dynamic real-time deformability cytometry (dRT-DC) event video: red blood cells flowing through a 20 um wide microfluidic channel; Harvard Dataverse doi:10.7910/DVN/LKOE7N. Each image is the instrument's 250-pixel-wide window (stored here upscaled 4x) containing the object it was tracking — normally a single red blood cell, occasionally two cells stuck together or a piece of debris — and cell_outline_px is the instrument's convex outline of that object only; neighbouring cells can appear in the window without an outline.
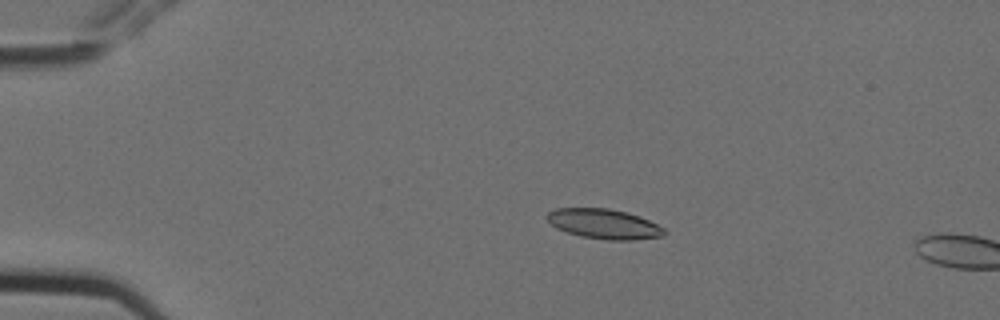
{"species": "Egyptian fruit bat (a non-hibernating species)", "species_latin": "Rousettus aegyptiacus", "temperature_condition": "cold", "stored_images_in_passage": 2, "camera_frame_rate_fps": 3000, "um_per_image_px": 0.085, "animal": {"sex": "female"}, "frame": {"image": 1, "passage_image": 1, "time_ms": 0.0, "image_size_px": [1000, 320], "cell_outline_px": [[668, 232], [664, 236], [636, 240], [608, 240], [580, 236], [556, 228], [548, 220], [548, 212], [556, 208], [608, 208], [628, 212], [640, 216], [664, 228]], "centroid_in_image_um": [51.39, 19.04], "position_along_channel_um": 33.6, "area_um2": 20.46}}